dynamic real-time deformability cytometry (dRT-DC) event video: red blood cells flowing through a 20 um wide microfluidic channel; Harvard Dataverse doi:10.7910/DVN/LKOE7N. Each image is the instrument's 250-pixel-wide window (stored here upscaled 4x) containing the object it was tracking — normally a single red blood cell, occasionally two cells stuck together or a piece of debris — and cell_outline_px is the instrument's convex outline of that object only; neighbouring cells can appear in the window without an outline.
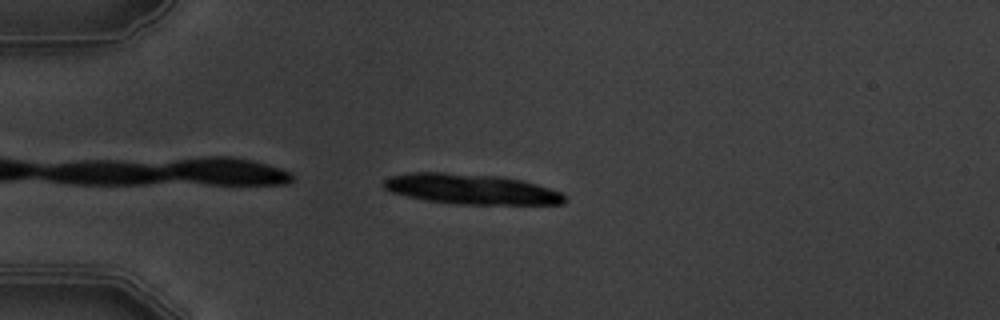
{"species": "common noctule bat (a hibernating species)", "species_latin": "Nyctalus noctula", "temperature_condition": "warm", "stored_images_in_passage": 4, "camera_frame_rate_fps": 3000, "um_per_image_px": 0.085, "animal": {"sex": "male", "body_mass_g": 19.5, "forearm_length_mm": 54.6}, "frame": {"image": 1, "passage_image": 2, "time_ms": 1.333, "image_size_px": [1000, 320], "cell_outline_px": [[568, 200], [564, 204], [456, 204], [424, 200], [392, 192], [384, 188], [380, 184], [384, 180], [392, 176], [408, 172], [444, 172], [500, 176], [520, 180], [536, 184], [560, 192]], "centroid_in_image_um": [40.02, 16.07], "position_along_channel_um": 45.0, "area_um2": 31.91}}